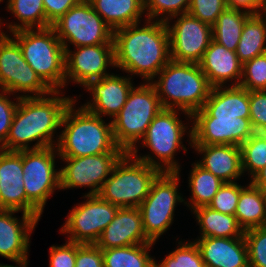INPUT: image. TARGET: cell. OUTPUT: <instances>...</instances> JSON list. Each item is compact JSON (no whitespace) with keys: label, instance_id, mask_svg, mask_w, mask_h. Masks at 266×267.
Returning a JSON list of instances; mask_svg holds the SVG:
<instances>
[{"label":"cell","instance_id":"cell-1","mask_svg":"<svg viewBox=\"0 0 266 267\" xmlns=\"http://www.w3.org/2000/svg\"><path fill=\"white\" fill-rule=\"evenodd\" d=\"M254 133L249 91L240 85L213 87L203 108L192 115V145L240 146Z\"/></svg>","mask_w":266,"mask_h":267},{"label":"cell","instance_id":"cell-2","mask_svg":"<svg viewBox=\"0 0 266 267\" xmlns=\"http://www.w3.org/2000/svg\"><path fill=\"white\" fill-rule=\"evenodd\" d=\"M144 20L143 27L137 23L113 31L115 68L150 82L171 60L169 32L163 21Z\"/></svg>","mask_w":266,"mask_h":267},{"label":"cell","instance_id":"cell-3","mask_svg":"<svg viewBox=\"0 0 266 267\" xmlns=\"http://www.w3.org/2000/svg\"><path fill=\"white\" fill-rule=\"evenodd\" d=\"M74 99L65 96L64 91H52L41 97L20 98L8 137L0 149L21 151L56 146L63 114ZM32 142L36 143L31 145Z\"/></svg>","mask_w":266,"mask_h":267},{"label":"cell","instance_id":"cell-4","mask_svg":"<svg viewBox=\"0 0 266 267\" xmlns=\"http://www.w3.org/2000/svg\"><path fill=\"white\" fill-rule=\"evenodd\" d=\"M76 98L66 108L62 121V131L56 145L59 157H83L104 153H125L114 141L111 120L107 123L95 115L75 105Z\"/></svg>","mask_w":266,"mask_h":267},{"label":"cell","instance_id":"cell-5","mask_svg":"<svg viewBox=\"0 0 266 267\" xmlns=\"http://www.w3.org/2000/svg\"><path fill=\"white\" fill-rule=\"evenodd\" d=\"M150 83L155 87L163 109L181 110L184 118L190 119L189 123L192 115L203 108L213 88L199 64L173 60Z\"/></svg>","mask_w":266,"mask_h":267},{"label":"cell","instance_id":"cell-6","mask_svg":"<svg viewBox=\"0 0 266 267\" xmlns=\"http://www.w3.org/2000/svg\"><path fill=\"white\" fill-rule=\"evenodd\" d=\"M179 111L181 110L162 109L148 126L144 137L140 140L141 143H138L129 153L161 172L180 173L182 167L175 156L178 150L187 152L182 141L186 134H188L186 141L192 148V123L191 126H188L189 123H183L178 117L181 116ZM141 146L149 148L152 152L145 155L138 154L140 151L138 147Z\"/></svg>","mask_w":266,"mask_h":267},{"label":"cell","instance_id":"cell-7","mask_svg":"<svg viewBox=\"0 0 266 267\" xmlns=\"http://www.w3.org/2000/svg\"><path fill=\"white\" fill-rule=\"evenodd\" d=\"M9 35L19 44L25 61L41 80L52 91H64L65 49L54 28L22 29Z\"/></svg>","mask_w":266,"mask_h":267},{"label":"cell","instance_id":"cell-8","mask_svg":"<svg viewBox=\"0 0 266 267\" xmlns=\"http://www.w3.org/2000/svg\"><path fill=\"white\" fill-rule=\"evenodd\" d=\"M160 173L159 169L125 152L115 163L98 195L119 208H138Z\"/></svg>","mask_w":266,"mask_h":267},{"label":"cell","instance_id":"cell-9","mask_svg":"<svg viewBox=\"0 0 266 267\" xmlns=\"http://www.w3.org/2000/svg\"><path fill=\"white\" fill-rule=\"evenodd\" d=\"M162 109L160 98L150 82L134 86L126 103L111 121L116 145L124 152H130L140 143L148 126Z\"/></svg>","mask_w":266,"mask_h":267},{"label":"cell","instance_id":"cell-10","mask_svg":"<svg viewBox=\"0 0 266 267\" xmlns=\"http://www.w3.org/2000/svg\"><path fill=\"white\" fill-rule=\"evenodd\" d=\"M180 173L161 172L153 181L147 197L138 207L146 237L156 243L174 221L177 204L185 203L179 192Z\"/></svg>","mask_w":266,"mask_h":267},{"label":"cell","instance_id":"cell-11","mask_svg":"<svg viewBox=\"0 0 266 267\" xmlns=\"http://www.w3.org/2000/svg\"><path fill=\"white\" fill-rule=\"evenodd\" d=\"M52 27L64 48L114 44L113 30L88 0L70 8Z\"/></svg>","mask_w":266,"mask_h":267},{"label":"cell","instance_id":"cell-12","mask_svg":"<svg viewBox=\"0 0 266 267\" xmlns=\"http://www.w3.org/2000/svg\"><path fill=\"white\" fill-rule=\"evenodd\" d=\"M1 90L20 98L41 97L52 92L25 61L19 44L9 34L3 33L0 34Z\"/></svg>","mask_w":266,"mask_h":267},{"label":"cell","instance_id":"cell-13","mask_svg":"<svg viewBox=\"0 0 266 267\" xmlns=\"http://www.w3.org/2000/svg\"><path fill=\"white\" fill-rule=\"evenodd\" d=\"M58 159L56 146L22 150L26 196L42 213L50 196L60 190V169L55 168Z\"/></svg>","mask_w":266,"mask_h":267},{"label":"cell","instance_id":"cell-14","mask_svg":"<svg viewBox=\"0 0 266 267\" xmlns=\"http://www.w3.org/2000/svg\"><path fill=\"white\" fill-rule=\"evenodd\" d=\"M84 198L85 201L72 207L65 223L61 225L60 234H67V241L95 244L114 219L119 207L99 195H83Z\"/></svg>","mask_w":266,"mask_h":267},{"label":"cell","instance_id":"cell-15","mask_svg":"<svg viewBox=\"0 0 266 267\" xmlns=\"http://www.w3.org/2000/svg\"><path fill=\"white\" fill-rule=\"evenodd\" d=\"M165 23L169 32L170 59L199 64L213 40L212 26L188 13L173 16Z\"/></svg>","mask_w":266,"mask_h":267},{"label":"cell","instance_id":"cell-16","mask_svg":"<svg viewBox=\"0 0 266 267\" xmlns=\"http://www.w3.org/2000/svg\"><path fill=\"white\" fill-rule=\"evenodd\" d=\"M124 153H104L83 157H59L60 190L86 187L85 195H98L115 163Z\"/></svg>","mask_w":266,"mask_h":267},{"label":"cell","instance_id":"cell-17","mask_svg":"<svg viewBox=\"0 0 266 267\" xmlns=\"http://www.w3.org/2000/svg\"><path fill=\"white\" fill-rule=\"evenodd\" d=\"M75 48V49H74ZM65 49V86L73 82L83 88L90 82L106 77L115 67L114 44ZM70 81V82H69Z\"/></svg>","mask_w":266,"mask_h":267},{"label":"cell","instance_id":"cell-18","mask_svg":"<svg viewBox=\"0 0 266 267\" xmlns=\"http://www.w3.org/2000/svg\"><path fill=\"white\" fill-rule=\"evenodd\" d=\"M23 177L22 150L0 149V209L24 212L40 221L43 213L27 198Z\"/></svg>","mask_w":266,"mask_h":267},{"label":"cell","instance_id":"cell-19","mask_svg":"<svg viewBox=\"0 0 266 267\" xmlns=\"http://www.w3.org/2000/svg\"><path fill=\"white\" fill-rule=\"evenodd\" d=\"M133 79L127 75L112 73L101 79L90 81L84 88L92 95L91 100L83 103L82 107L89 112L103 117L113 118L126 103L129 92L135 86Z\"/></svg>","mask_w":266,"mask_h":267},{"label":"cell","instance_id":"cell-20","mask_svg":"<svg viewBox=\"0 0 266 267\" xmlns=\"http://www.w3.org/2000/svg\"><path fill=\"white\" fill-rule=\"evenodd\" d=\"M20 211L0 209V256L12 262L28 259L30 237L38 220L22 212V217L14 215Z\"/></svg>","mask_w":266,"mask_h":267},{"label":"cell","instance_id":"cell-21","mask_svg":"<svg viewBox=\"0 0 266 267\" xmlns=\"http://www.w3.org/2000/svg\"><path fill=\"white\" fill-rule=\"evenodd\" d=\"M151 242L144 233L142 215L137 207L119 208L114 219L95 243L100 249L125 247Z\"/></svg>","mask_w":266,"mask_h":267},{"label":"cell","instance_id":"cell-22","mask_svg":"<svg viewBox=\"0 0 266 267\" xmlns=\"http://www.w3.org/2000/svg\"><path fill=\"white\" fill-rule=\"evenodd\" d=\"M199 65L212 87L240 85L243 64L235 51L227 49L214 40L205 50Z\"/></svg>","mask_w":266,"mask_h":267},{"label":"cell","instance_id":"cell-23","mask_svg":"<svg viewBox=\"0 0 266 267\" xmlns=\"http://www.w3.org/2000/svg\"><path fill=\"white\" fill-rule=\"evenodd\" d=\"M194 241L206 267H249L244 237H198Z\"/></svg>","mask_w":266,"mask_h":267},{"label":"cell","instance_id":"cell-24","mask_svg":"<svg viewBox=\"0 0 266 267\" xmlns=\"http://www.w3.org/2000/svg\"><path fill=\"white\" fill-rule=\"evenodd\" d=\"M202 159L197 163L223 182H237L242 171L241 148L236 145H192Z\"/></svg>","mask_w":266,"mask_h":267},{"label":"cell","instance_id":"cell-25","mask_svg":"<svg viewBox=\"0 0 266 267\" xmlns=\"http://www.w3.org/2000/svg\"><path fill=\"white\" fill-rule=\"evenodd\" d=\"M93 9L114 31L118 28L141 23L144 0H88Z\"/></svg>","mask_w":266,"mask_h":267},{"label":"cell","instance_id":"cell-26","mask_svg":"<svg viewBox=\"0 0 266 267\" xmlns=\"http://www.w3.org/2000/svg\"><path fill=\"white\" fill-rule=\"evenodd\" d=\"M199 226L198 237H244V230L235 215L215 211L208 206H200L191 211Z\"/></svg>","mask_w":266,"mask_h":267},{"label":"cell","instance_id":"cell-27","mask_svg":"<svg viewBox=\"0 0 266 267\" xmlns=\"http://www.w3.org/2000/svg\"><path fill=\"white\" fill-rule=\"evenodd\" d=\"M266 192L251 182L240 190L235 217L243 230L264 227Z\"/></svg>","mask_w":266,"mask_h":267},{"label":"cell","instance_id":"cell-28","mask_svg":"<svg viewBox=\"0 0 266 267\" xmlns=\"http://www.w3.org/2000/svg\"><path fill=\"white\" fill-rule=\"evenodd\" d=\"M266 53V13L251 15L245 22L236 49L239 61L245 62Z\"/></svg>","mask_w":266,"mask_h":267},{"label":"cell","instance_id":"cell-29","mask_svg":"<svg viewBox=\"0 0 266 267\" xmlns=\"http://www.w3.org/2000/svg\"><path fill=\"white\" fill-rule=\"evenodd\" d=\"M6 8L18 22L4 23L10 32L3 30V34L52 26L46 20L43 0H9Z\"/></svg>","mask_w":266,"mask_h":267},{"label":"cell","instance_id":"cell-30","mask_svg":"<svg viewBox=\"0 0 266 267\" xmlns=\"http://www.w3.org/2000/svg\"><path fill=\"white\" fill-rule=\"evenodd\" d=\"M191 165L188 177L191 196L188 201L184 200V204L192 211L200 206H208L224 182L196 161Z\"/></svg>","mask_w":266,"mask_h":267},{"label":"cell","instance_id":"cell-31","mask_svg":"<svg viewBox=\"0 0 266 267\" xmlns=\"http://www.w3.org/2000/svg\"><path fill=\"white\" fill-rule=\"evenodd\" d=\"M156 243L103 249L104 267H154L155 258L150 250Z\"/></svg>","mask_w":266,"mask_h":267},{"label":"cell","instance_id":"cell-32","mask_svg":"<svg viewBox=\"0 0 266 267\" xmlns=\"http://www.w3.org/2000/svg\"><path fill=\"white\" fill-rule=\"evenodd\" d=\"M250 16L244 11L226 8L212 26L213 40L236 52L244 24Z\"/></svg>","mask_w":266,"mask_h":267},{"label":"cell","instance_id":"cell-33","mask_svg":"<svg viewBox=\"0 0 266 267\" xmlns=\"http://www.w3.org/2000/svg\"><path fill=\"white\" fill-rule=\"evenodd\" d=\"M240 148L243 174L252 178L266 166V133L255 132Z\"/></svg>","mask_w":266,"mask_h":267},{"label":"cell","instance_id":"cell-34","mask_svg":"<svg viewBox=\"0 0 266 267\" xmlns=\"http://www.w3.org/2000/svg\"><path fill=\"white\" fill-rule=\"evenodd\" d=\"M159 262L155 259L154 267H206L199 247L193 240H178L177 248Z\"/></svg>","mask_w":266,"mask_h":267},{"label":"cell","instance_id":"cell-35","mask_svg":"<svg viewBox=\"0 0 266 267\" xmlns=\"http://www.w3.org/2000/svg\"><path fill=\"white\" fill-rule=\"evenodd\" d=\"M190 0H144L145 19L166 22L188 12Z\"/></svg>","mask_w":266,"mask_h":267},{"label":"cell","instance_id":"cell-36","mask_svg":"<svg viewBox=\"0 0 266 267\" xmlns=\"http://www.w3.org/2000/svg\"><path fill=\"white\" fill-rule=\"evenodd\" d=\"M240 86L248 91L266 90V53L243 64Z\"/></svg>","mask_w":266,"mask_h":267},{"label":"cell","instance_id":"cell-37","mask_svg":"<svg viewBox=\"0 0 266 267\" xmlns=\"http://www.w3.org/2000/svg\"><path fill=\"white\" fill-rule=\"evenodd\" d=\"M244 239L248 250L249 267H266V228L245 230Z\"/></svg>","mask_w":266,"mask_h":267},{"label":"cell","instance_id":"cell-38","mask_svg":"<svg viewBox=\"0 0 266 267\" xmlns=\"http://www.w3.org/2000/svg\"><path fill=\"white\" fill-rule=\"evenodd\" d=\"M244 187L238 182H224L219 188L208 207L220 213L235 215L240 197V190Z\"/></svg>","mask_w":266,"mask_h":267},{"label":"cell","instance_id":"cell-39","mask_svg":"<svg viewBox=\"0 0 266 267\" xmlns=\"http://www.w3.org/2000/svg\"><path fill=\"white\" fill-rule=\"evenodd\" d=\"M226 8V0H190L187 13L213 26Z\"/></svg>","mask_w":266,"mask_h":267},{"label":"cell","instance_id":"cell-40","mask_svg":"<svg viewBox=\"0 0 266 267\" xmlns=\"http://www.w3.org/2000/svg\"><path fill=\"white\" fill-rule=\"evenodd\" d=\"M249 111L255 132L266 133V90L249 91Z\"/></svg>","mask_w":266,"mask_h":267},{"label":"cell","instance_id":"cell-41","mask_svg":"<svg viewBox=\"0 0 266 267\" xmlns=\"http://www.w3.org/2000/svg\"><path fill=\"white\" fill-rule=\"evenodd\" d=\"M1 90L0 92V146L6 141L20 97ZM16 98V99H15ZM16 101H15V100Z\"/></svg>","mask_w":266,"mask_h":267},{"label":"cell","instance_id":"cell-42","mask_svg":"<svg viewBox=\"0 0 266 267\" xmlns=\"http://www.w3.org/2000/svg\"><path fill=\"white\" fill-rule=\"evenodd\" d=\"M76 243L65 241L63 245H51L49 248V267H75Z\"/></svg>","mask_w":266,"mask_h":267},{"label":"cell","instance_id":"cell-43","mask_svg":"<svg viewBox=\"0 0 266 267\" xmlns=\"http://www.w3.org/2000/svg\"><path fill=\"white\" fill-rule=\"evenodd\" d=\"M75 267H104L102 249L96 244L76 243Z\"/></svg>","mask_w":266,"mask_h":267},{"label":"cell","instance_id":"cell-44","mask_svg":"<svg viewBox=\"0 0 266 267\" xmlns=\"http://www.w3.org/2000/svg\"><path fill=\"white\" fill-rule=\"evenodd\" d=\"M83 0H43L46 20L52 25L70 8Z\"/></svg>","mask_w":266,"mask_h":267},{"label":"cell","instance_id":"cell-45","mask_svg":"<svg viewBox=\"0 0 266 267\" xmlns=\"http://www.w3.org/2000/svg\"><path fill=\"white\" fill-rule=\"evenodd\" d=\"M226 6L230 9L244 11L250 15L264 13L266 0H226Z\"/></svg>","mask_w":266,"mask_h":267},{"label":"cell","instance_id":"cell-46","mask_svg":"<svg viewBox=\"0 0 266 267\" xmlns=\"http://www.w3.org/2000/svg\"><path fill=\"white\" fill-rule=\"evenodd\" d=\"M250 182L264 190L266 192V166L264 168H262L261 170H259L251 179Z\"/></svg>","mask_w":266,"mask_h":267},{"label":"cell","instance_id":"cell-47","mask_svg":"<svg viewBox=\"0 0 266 267\" xmlns=\"http://www.w3.org/2000/svg\"><path fill=\"white\" fill-rule=\"evenodd\" d=\"M16 266L14 265H8V264H1L0 267H28L29 261L28 259L22 260V261H16Z\"/></svg>","mask_w":266,"mask_h":267},{"label":"cell","instance_id":"cell-48","mask_svg":"<svg viewBox=\"0 0 266 267\" xmlns=\"http://www.w3.org/2000/svg\"><path fill=\"white\" fill-rule=\"evenodd\" d=\"M264 227L266 228V204H265V223H264Z\"/></svg>","mask_w":266,"mask_h":267}]
</instances>
